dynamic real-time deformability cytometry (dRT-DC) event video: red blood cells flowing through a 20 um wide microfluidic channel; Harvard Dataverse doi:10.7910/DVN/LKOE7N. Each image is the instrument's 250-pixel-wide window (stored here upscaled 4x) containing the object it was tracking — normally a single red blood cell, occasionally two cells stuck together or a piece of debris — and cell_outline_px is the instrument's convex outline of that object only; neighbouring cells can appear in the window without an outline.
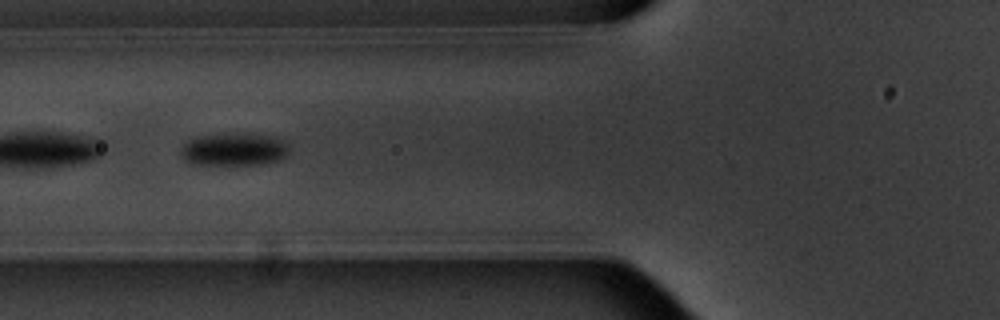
{"species": "common noctule bat (a hibernating species)", "species_latin": "Nyctalus noctula", "temperature_condition": "warm", "stored_images_in_passage": 14, "camera_frame_rate_fps": 3000, "um_per_image_px": 0.085, "animal": {"sex": "male", "body_mass_g": 20.1, "forearm_length_mm": 53.5}, "frame": {"image": 1, "passage_image": 5, "time_ms": 5.667, "image_size_px": [1000, 320], "cell_outline_px": [[288, 152], [280, 160], [260, 164], [192, 164], [180, 156], [180, 148], [188, 140], [196, 136], [276, 136], [284, 140], [288, 144]], "centroid_in_image_um": [19.87, 12.74], "position_along_channel_um": 105.9, "area_um2": 19.88}}
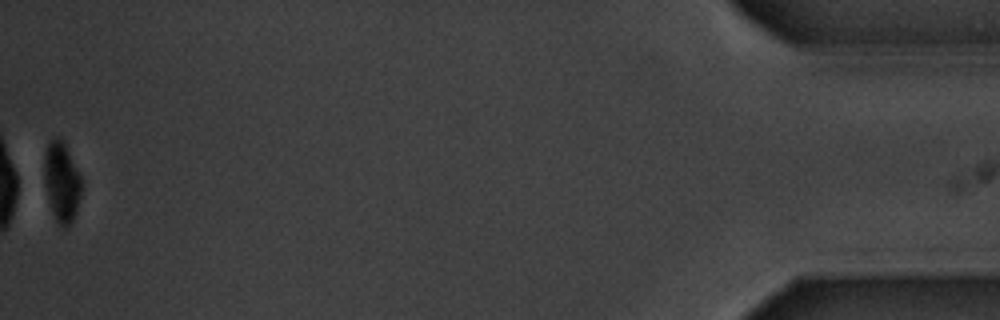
{"frame": {"image": 2, "passage_image": 14, "time_ms": 17.333, "image_size_px": [1000, 320], "cell_outline_px": [[80, 196], [76, 212], [68, 228], [64, 228], [56, 220], [52, 212], [48, 200], [44, 180], [44, 156], [48, 144], [56, 136], [64, 140], [80, 176]], "centroid_in_image_um": [5.23, 15.45], "position_along_channel_um": 430.0, "area_um2": 17.17}, "authors_computed_cell_mechanics": {"area_um2": 21.1837, "velocity_mm_per_s": 3.5315, "shape_relaxation_time_tau1_ms": 2.2704, "shape_relaxation_time_tau2_ms": null, "deformation_change_tau1": 0.1282, "deformation_change_tau2": null}}